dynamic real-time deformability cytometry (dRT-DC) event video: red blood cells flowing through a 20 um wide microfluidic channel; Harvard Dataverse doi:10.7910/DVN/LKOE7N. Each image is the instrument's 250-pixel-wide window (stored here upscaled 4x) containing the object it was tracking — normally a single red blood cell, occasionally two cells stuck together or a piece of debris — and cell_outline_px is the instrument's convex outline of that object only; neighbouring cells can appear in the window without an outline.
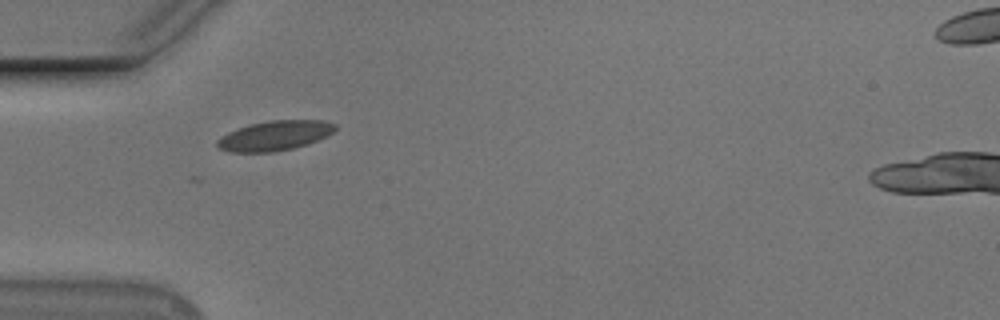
{"species": "Egyptian fruit bat (a non-hibernating species)", "species_latin": "Rousettus aegyptiacus", "temperature_condition": "cold", "stored_images_in_passage": 2, "camera_frame_rate_fps": 3000, "um_per_image_px": 0.085, "animal": {"sex": "male"}, "frame": {"image": 1, "passage_image": 1, "time_ms": 0.0, "image_size_px": [1000, 320], "cell_outline_px": [[336, 128], [328, 136], [308, 144], [292, 148], [272, 152], [228, 152], [220, 148], [216, 144], [216, 140], [220, 136], [228, 132], [252, 124], [272, 120], [324, 120], [336, 124]], "centroid_in_image_um": [23.36, 11.53], "position_along_channel_um": 61.6, "area_um2": 20.4}}